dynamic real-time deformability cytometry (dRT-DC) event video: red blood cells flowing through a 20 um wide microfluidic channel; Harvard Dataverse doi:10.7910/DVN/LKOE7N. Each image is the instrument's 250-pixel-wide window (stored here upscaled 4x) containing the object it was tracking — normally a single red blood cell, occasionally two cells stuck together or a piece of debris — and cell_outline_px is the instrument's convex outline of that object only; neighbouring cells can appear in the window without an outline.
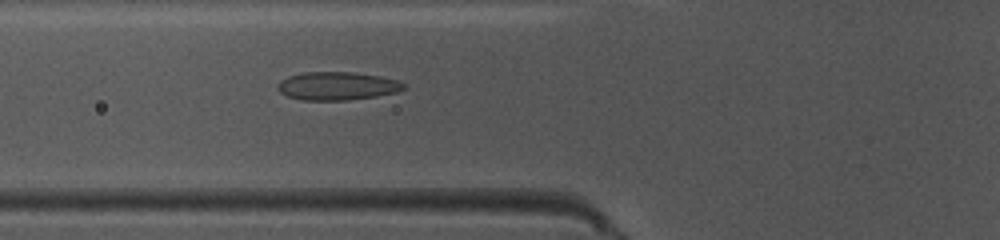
{"species": "common noctule bat (a hibernating species)", "species_latin": "Nyctalus noctula", "temperature_condition": "warm", "stored_images_in_passage": 35, "camera_frame_rate_fps": 3000, "um_per_image_px": 0.085, "animal": {"sex": "female", "body_mass_g": 10.0, "forearm_length_mm": 53.1}, "frame": {"image": 1, "passage_image": 4, "time_ms": 1.0, "image_size_px": [1000, 240], "cell_outline_px": [[408, 88], [396, 92], [376, 96], [348, 100], [304, 100], [288, 96], [280, 92], [276, 88], [276, 84], [280, 80], [288, 76], [304, 72], [352, 72], [380, 76], [396, 80], [404, 84]], "centroid_in_image_um": [28.64, 7.3], "position_along_channel_um": 97.2, "area_um2": 20.75}}
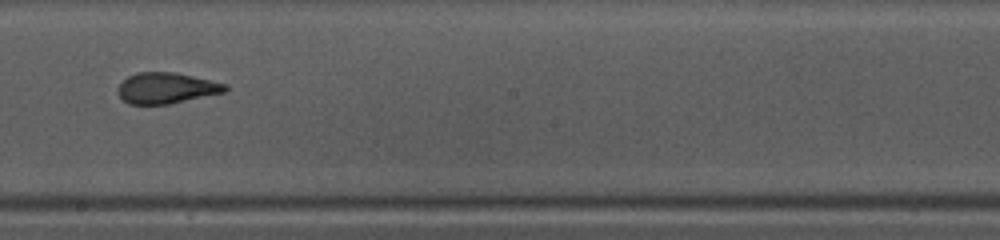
{"frame": {"image": 2, "passage_image": 14, "time_ms": 4.333, "image_size_px": [1000, 240], "cell_outline_px": [[228, 88], [224, 92], [168, 104], [128, 104], [120, 96], [120, 84], [128, 76], [136, 72], [172, 72], [192, 76], [228, 84]], "centroid_in_image_um": [14.16, 7.48], "position_along_channel_um": 234.0, "area_um2": 18.96}}
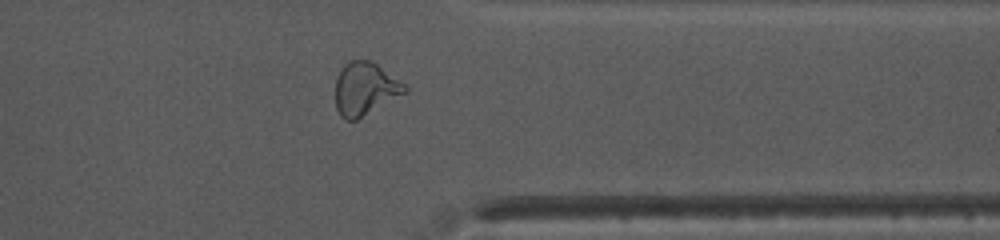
{"frame": {"image": 3, "passage_image": 25, "time_ms": 8.0, "image_size_px": [1000, 240], "cell_outline_px": [[408, 92], [356, 120], [348, 120], [340, 116], [336, 108], [336, 80], [340, 68], [348, 60], [372, 60], [404, 84], [408, 88]], "centroid_in_image_um": [31.02, 7.54], "position_along_channel_um": 380.4, "area_um2": 21.44}, "authors_computed_cell_mechanics": {"area_um2": 19.7676, "velocity_mm_per_s": 4.0783, "shape_relaxation_time_tau1_ms": null, "shape_relaxation_time_tau2_ms": 1.2676, "deformation_change_tau1": null, "deformation_change_tau2": 0.0762}}